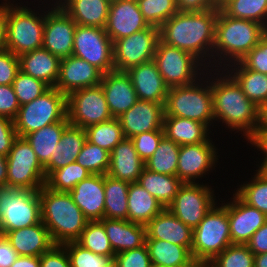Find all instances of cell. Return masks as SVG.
<instances>
[{
    "mask_svg": "<svg viewBox=\"0 0 267 267\" xmlns=\"http://www.w3.org/2000/svg\"><path fill=\"white\" fill-rule=\"evenodd\" d=\"M217 16L218 9L202 12L178 11L159 27L160 41L191 53L201 63L209 57L215 59L213 45Z\"/></svg>",
    "mask_w": 267,
    "mask_h": 267,
    "instance_id": "cell-1",
    "label": "cell"
},
{
    "mask_svg": "<svg viewBox=\"0 0 267 267\" xmlns=\"http://www.w3.org/2000/svg\"><path fill=\"white\" fill-rule=\"evenodd\" d=\"M215 75L216 81L209 80L215 120L220 119L228 128L243 131L247 139L258 126L259 107L247 98L230 75L226 73L219 78V73Z\"/></svg>",
    "mask_w": 267,
    "mask_h": 267,
    "instance_id": "cell-2",
    "label": "cell"
},
{
    "mask_svg": "<svg viewBox=\"0 0 267 267\" xmlns=\"http://www.w3.org/2000/svg\"><path fill=\"white\" fill-rule=\"evenodd\" d=\"M41 221L55 245L76 242L89 220L69 192H57L45 185L39 190Z\"/></svg>",
    "mask_w": 267,
    "mask_h": 267,
    "instance_id": "cell-3",
    "label": "cell"
},
{
    "mask_svg": "<svg viewBox=\"0 0 267 267\" xmlns=\"http://www.w3.org/2000/svg\"><path fill=\"white\" fill-rule=\"evenodd\" d=\"M266 33L267 29L262 24L252 20L232 18L218 8L213 45L215 56H220L218 64H222L221 60L224 58L228 61L231 59L229 63L239 62Z\"/></svg>",
    "mask_w": 267,
    "mask_h": 267,
    "instance_id": "cell-4",
    "label": "cell"
},
{
    "mask_svg": "<svg viewBox=\"0 0 267 267\" xmlns=\"http://www.w3.org/2000/svg\"><path fill=\"white\" fill-rule=\"evenodd\" d=\"M232 244L228 212L225 205H213L199 225L193 229L191 253L198 264L209 263Z\"/></svg>",
    "mask_w": 267,
    "mask_h": 267,
    "instance_id": "cell-5",
    "label": "cell"
},
{
    "mask_svg": "<svg viewBox=\"0 0 267 267\" xmlns=\"http://www.w3.org/2000/svg\"><path fill=\"white\" fill-rule=\"evenodd\" d=\"M12 5L7 4L5 49L20 56L42 48L45 14L37 16L31 8Z\"/></svg>",
    "mask_w": 267,
    "mask_h": 267,
    "instance_id": "cell-6",
    "label": "cell"
},
{
    "mask_svg": "<svg viewBox=\"0 0 267 267\" xmlns=\"http://www.w3.org/2000/svg\"><path fill=\"white\" fill-rule=\"evenodd\" d=\"M67 117V96L50 87L33 101L20 106L14 120L18 137H25L43 127Z\"/></svg>",
    "mask_w": 267,
    "mask_h": 267,
    "instance_id": "cell-7",
    "label": "cell"
},
{
    "mask_svg": "<svg viewBox=\"0 0 267 267\" xmlns=\"http://www.w3.org/2000/svg\"><path fill=\"white\" fill-rule=\"evenodd\" d=\"M199 84L195 81L189 85L169 88L164 105V116L192 119L207 126L212 124L210 121L215 120V117L211 85L210 83H208L209 86Z\"/></svg>",
    "mask_w": 267,
    "mask_h": 267,
    "instance_id": "cell-8",
    "label": "cell"
},
{
    "mask_svg": "<svg viewBox=\"0 0 267 267\" xmlns=\"http://www.w3.org/2000/svg\"><path fill=\"white\" fill-rule=\"evenodd\" d=\"M40 221L39 191L0 187V230L3 236Z\"/></svg>",
    "mask_w": 267,
    "mask_h": 267,
    "instance_id": "cell-9",
    "label": "cell"
},
{
    "mask_svg": "<svg viewBox=\"0 0 267 267\" xmlns=\"http://www.w3.org/2000/svg\"><path fill=\"white\" fill-rule=\"evenodd\" d=\"M45 169L31 145L17 137L7 156V187L39 191L45 185Z\"/></svg>",
    "mask_w": 267,
    "mask_h": 267,
    "instance_id": "cell-10",
    "label": "cell"
},
{
    "mask_svg": "<svg viewBox=\"0 0 267 267\" xmlns=\"http://www.w3.org/2000/svg\"><path fill=\"white\" fill-rule=\"evenodd\" d=\"M153 61L169 88L189 85L197 80L201 81L197 77L198 74L201 75V73H198V70H201L199 66L204 65L205 68L202 71L209 67L205 63L202 64L191 53L166 45L160 40L157 43Z\"/></svg>",
    "mask_w": 267,
    "mask_h": 267,
    "instance_id": "cell-11",
    "label": "cell"
},
{
    "mask_svg": "<svg viewBox=\"0 0 267 267\" xmlns=\"http://www.w3.org/2000/svg\"><path fill=\"white\" fill-rule=\"evenodd\" d=\"M67 118L70 125L83 129L111 120L113 117L101 84L70 93L67 96Z\"/></svg>",
    "mask_w": 267,
    "mask_h": 267,
    "instance_id": "cell-12",
    "label": "cell"
},
{
    "mask_svg": "<svg viewBox=\"0 0 267 267\" xmlns=\"http://www.w3.org/2000/svg\"><path fill=\"white\" fill-rule=\"evenodd\" d=\"M72 55L84 59L103 74L115 70L113 41L104 28L78 25L74 33Z\"/></svg>",
    "mask_w": 267,
    "mask_h": 267,
    "instance_id": "cell-13",
    "label": "cell"
},
{
    "mask_svg": "<svg viewBox=\"0 0 267 267\" xmlns=\"http://www.w3.org/2000/svg\"><path fill=\"white\" fill-rule=\"evenodd\" d=\"M159 38V28L150 26L113 42V61L116 71L152 61Z\"/></svg>",
    "mask_w": 267,
    "mask_h": 267,
    "instance_id": "cell-14",
    "label": "cell"
},
{
    "mask_svg": "<svg viewBox=\"0 0 267 267\" xmlns=\"http://www.w3.org/2000/svg\"><path fill=\"white\" fill-rule=\"evenodd\" d=\"M207 185L183 183L173 202L167 207L178 219L192 230L215 203L213 190Z\"/></svg>",
    "mask_w": 267,
    "mask_h": 267,
    "instance_id": "cell-15",
    "label": "cell"
},
{
    "mask_svg": "<svg viewBox=\"0 0 267 267\" xmlns=\"http://www.w3.org/2000/svg\"><path fill=\"white\" fill-rule=\"evenodd\" d=\"M46 12L42 47L60 60L72 56L77 23L60 5Z\"/></svg>",
    "mask_w": 267,
    "mask_h": 267,
    "instance_id": "cell-16",
    "label": "cell"
},
{
    "mask_svg": "<svg viewBox=\"0 0 267 267\" xmlns=\"http://www.w3.org/2000/svg\"><path fill=\"white\" fill-rule=\"evenodd\" d=\"M148 27L137 0L111 1L104 29L113 42Z\"/></svg>",
    "mask_w": 267,
    "mask_h": 267,
    "instance_id": "cell-17",
    "label": "cell"
},
{
    "mask_svg": "<svg viewBox=\"0 0 267 267\" xmlns=\"http://www.w3.org/2000/svg\"><path fill=\"white\" fill-rule=\"evenodd\" d=\"M164 105L138 100L129 110L118 117L124 137L132 138L145 132L163 131Z\"/></svg>",
    "mask_w": 267,
    "mask_h": 267,
    "instance_id": "cell-18",
    "label": "cell"
},
{
    "mask_svg": "<svg viewBox=\"0 0 267 267\" xmlns=\"http://www.w3.org/2000/svg\"><path fill=\"white\" fill-rule=\"evenodd\" d=\"M216 148L212 141L181 145L177 163V177L183 183H196L195 179L202 177L217 161Z\"/></svg>",
    "mask_w": 267,
    "mask_h": 267,
    "instance_id": "cell-19",
    "label": "cell"
},
{
    "mask_svg": "<svg viewBox=\"0 0 267 267\" xmlns=\"http://www.w3.org/2000/svg\"><path fill=\"white\" fill-rule=\"evenodd\" d=\"M102 75L98 68L72 55L60 60L55 88L68 96L76 90L99 85Z\"/></svg>",
    "mask_w": 267,
    "mask_h": 267,
    "instance_id": "cell-20",
    "label": "cell"
},
{
    "mask_svg": "<svg viewBox=\"0 0 267 267\" xmlns=\"http://www.w3.org/2000/svg\"><path fill=\"white\" fill-rule=\"evenodd\" d=\"M233 202L225 204L230 225L232 244H246L251 236L267 221L257 208L243 202L236 194Z\"/></svg>",
    "mask_w": 267,
    "mask_h": 267,
    "instance_id": "cell-21",
    "label": "cell"
},
{
    "mask_svg": "<svg viewBox=\"0 0 267 267\" xmlns=\"http://www.w3.org/2000/svg\"><path fill=\"white\" fill-rule=\"evenodd\" d=\"M101 86L111 116L120 117L137 101V94L126 71H110L102 75Z\"/></svg>",
    "mask_w": 267,
    "mask_h": 267,
    "instance_id": "cell-22",
    "label": "cell"
},
{
    "mask_svg": "<svg viewBox=\"0 0 267 267\" xmlns=\"http://www.w3.org/2000/svg\"><path fill=\"white\" fill-rule=\"evenodd\" d=\"M137 94L138 100L165 104L169 87L152 60L126 71Z\"/></svg>",
    "mask_w": 267,
    "mask_h": 267,
    "instance_id": "cell-23",
    "label": "cell"
},
{
    "mask_svg": "<svg viewBox=\"0 0 267 267\" xmlns=\"http://www.w3.org/2000/svg\"><path fill=\"white\" fill-rule=\"evenodd\" d=\"M74 203L89 221L102 220L104 216V175L91 174L70 192Z\"/></svg>",
    "mask_w": 267,
    "mask_h": 267,
    "instance_id": "cell-24",
    "label": "cell"
},
{
    "mask_svg": "<svg viewBox=\"0 0 267 267\" xmlns=\"http://www.w3.org/2000/svg\"><path fill=\"white\" fill-rule=\"evenodd\" d=\"M146 239H159L185 246L191 251L193 230L164 208L146 225Z\"/></svg>",
    "mask_w": 267,
    "mask_h": 267,
    "instance_id": "cell-25",
    "label": "cell"
},
{
    "mask_svg": "<svg viewBox=\"0 0 267 267\" xmlns=\"http://www.w3.org/2000/svg\"><path fill=\"white\" fill-rule=\"evenodd\" d=\"M145 168V162L139 157L131 138H124L111 152L107 175L137 183Z\"/></svg>",
    "mask_w": 267,
    "mask_h": 267,
    "instance_id": "cell-26",
    "label": "cell"
},
{
    "mask_svg": "<svg viewBox=\"0 0 267 267\" xmlns=\"http://www.w3.org/2000/svg\"><path fill=\"white\" fill-rule=\"evenodd\" d=\"M19 256H37L50 250L55 244L42 221L4 235Z\"/></svg>",
    "mask_w": 267,
    "mask_h": 267,
    "instance_id": "cell-27",
    "label": "cell"
},
{
    "mask_svg": "<svg viewBox=\"0 0 267 267\" xmlns=\"http://www.w3.org/2000/svg\"><path fill=\"white\" fill-rule=\"evenodd\" d=\"M110 245L115 253H121L141 247L146 240V227L128 220L107 219L100 220Z\"/></svg>",
    "mask_w": 267,
    "mask_h": 267,
    "instance_id": "cell-28",
    "label": "cell"
},
{
    "mask_svg": "<svg viewBox=\"0 0 267 267\" xmlns=\"http://www.w3.org/2000/svg\"><path fill=\"white\" fill-rule=\"evenodd\" d=\"M20 71L55 87L60 59L46 49L39 48L18 56Z\"/></svg>",
    "mask_w": 267,
    "mask_h": 267,
    "instance_id": "cell-29",
    "label": "cell"
},
{
    "mask_svg": "<svg viewBox=\"0 0 267 267\" xmlns=\"http://www.w3.org/2000/svg\"><path fill=\"white\" fill-rule=\"evenodd\" d=\"M57 2L54 6L60 5L78 25L105 28L110 0H63V2L59 0Z\"/></svg>",
    "mask_w": 267,
    "mask_h": 267,
    "instance_id": "cell-30",
    "label": "cell"
},
{
    "mask_svg": "<svg viewBox=\"0 0 267 267\" xmlns=\"http://www.w3.org/2000/svg\"><path fill=\"white\" fill-rule=\"evenodd\" d=\"M162 128L164 136L180 146L211 141L207 133L209 127L196 120L164 116Z\"/></svg>",
    "mask_w": 267,
    "mask_h": 267,
    "instance_id": "cell-31",
    "label": "cell"
},
{
    "mask_svg": "<svg viewBox=\"0 0 267 267\" xmlns=\"http://www.w3.org/2000/svg\"><path fill=\"white\" fill-rule=\"evenodd\" d=\"M85 142V129L69 125L64 130L57 147H55L50 162L44 167L46 177L52 171L75 162Z\"/></svg>",
    "mask_w": 267,
    "mask_h": 267,
    "instance_id": "cell-32",
    "label": "cell"
},
{
    "mask_svg": "<svg viewBox=\"0 0 267 267\" xmlns=\"http://www.w3.org/2000/svg\"><path fill=\"white\" fill-rule=\"evenodd\" d=\"M151 263L167 267H197L199 264L192 257L191 251L169 241L146 239Z\"/></svg>",
    "mask_w": 267,
    "mask_h": 267,
    "instance_id": "cell-33",
    "label": "cell"
},
{
    "mask_svg": "<svg viewBox=\"0 0 267 267\" xmlns=\"http://www.w3.org/2000/svg\"><path fill=\"white\" fill-rule=\"evenodd\" d=\"M127 207V220L144 226L164 209L158 200L138 183L129 185Z\"/></svg>",
    "mask_w": 267,
    "mask_h": 267,
    "instance_id": "cell-34",
    "label": "cell"
},
{
    "mask_svg": "<svg viewBox=\"0 0 267 267\" xmlns=\"http://www.w3.org/2000/svg\"><path fill=\"white\" fill-rule=\"evenodd\" d=\"M70 125L68 118L49 124L42 129L27 134L24 138L31 145L39 162L45 167L54 154L64 130Z\"/></svg>",
    "mask_w": 267,
    "mask_h": 267,
    "instance_id": "cell-35",
    "label": "cell"
},
{
    "mask_svg": "<svg viewBox=\"0 0 267 267\" xmlns=\"http://www.w3.org/2000/svg\"><path fill=\"white\" fill-rule=\"evenodd\" d=\"M137 183L155 197L164 208L173 202L183 184L177 176L155 173L146 168L143 169Z\"/></svg>",
    "mask_w": 267,
    "mask_h": 267,
    "instance_id": "cell-36",
    "label": "cell"
},
{
    "mask_svg": "<svg viewBox=\"0 0 267 267\" xmlns=\"http://www.w3.org/2000/svg\"><path fill=\"white\" fill-rule=\"evenodd\" d=\"M229 65L230 67L235 66V68H232L231 72L229 70L227 72L241 87L249 100L258 107L267 102V74L249 70L240 61L234 62L232 65L228 63L227 66Z\"/></svg>",
    "mask_w": 267,
    "mask_h": 267,
    "instance_id": "cell-37",
    "label": "cell"
},
{
    "mask_svg": "<svg viewBox=\"0 0 267 267\" xmlns=\"http://www.w3.org/2000/svg\"><path fill=\"white\" fill-rule=\"evenodd\" d=\"M130 183L104 175L105 206L104 216L107 219L127 220L128 190Z\"/></svg>",
    "mask_w": 267,
    "mask_h": 267,
    "instance_id": "cell-38",
    "label": "cell"
},
{
    "mask_svg": "<svg viewBox=\"0 0 267 267\" xmlns=\"http://www.w3.org/2000/svg\"><path fill=\"white\" fill-rule=\"evenodd\" d=\"M179 150L180 145L164 136L154 154L145 162V168L155 173L177 176Z\"/></svg>",
    "mask_w": 267,
    "mask_h": 267,
    "instance_id": "cell-39",
    "label": "cell"
},
{
    "mask_svg": "<svg viewBox=\"0 0 267 267\" xmlns=\"http://www.w3.org/2000/svg\"><path fill=\"white\" fill-rule=\"evenodd\" d=\"M220 9L232 18L256 21L267 29V0H225Z\"/></svg>",
    "mask_w": 267,
    "mask_h": 267,
    "instance_id": "cell-40",
    "label": "cell"
},
{
    "mask_svg": "<svg viewBox=\"0 0 267 267\" xmlns=\"http://www.w3.org/2000/svg\"><path fill=\"white\" fill-rule=\"evenodd\" d=\"M86 140L111 152L125 137L118 118L85 128Z\"/></svg>",
    "mask_w": 267,
    "mask_h": 267,
    "instance_id": "cell-41",
    "label": "cell"
},
{
    "mask_svg": "<svg viewBox=\"0 0 267 267\" xmlns=\"http://www.w3.org/2000/svg\"><path fill=\"white\" fill-rule=\"evenodd\" d=\"M91 174L76 161L52 171L45 180V186L57 192H70L79 182Z\"/></svg>",
    "mask_w": 267,
    "mask_h": 267,
    "instance_id": "cell-42",
    "label": "cell"
},
{
    "mask_svg": "<svg viewBox=\"0 0 267 267\" xmlns=\"http://www.w3.org/2000/svg\"><path fill=\"white\" fill-rule=\"evenodd\" d=\"M251 182L237 188L235 193L243 202L267 216V172L257 170Z\"/></svg>",
    "mask_w": 267,
    "mask_h": 267,
    "instance_id": "cell-43",
    "label": "cell"
},
{
    "mask_svg": "<svg viewBox=\"0 0 267 267\" xmlns=\"http://www.w3.org/2000/svg\"><path fill=\"white\" fill-rule=\"evenodd\" d=\"M76 242L95 254L115 256L100 220L89 221Z\"/></svg>",
    "mask_w": 267,
    "mask_h": 267,
    "instance_id": "cell-44",
    "label": "cell"
},
{
    "mask_svg": "<svg viewBox=\"0 0 267 267\" xmlns=\"http://www.w3.org/2000/svg\"><path fill=\"white\" fill-rule=\"evenodd\" d=\"M76 162L90 174L105 175L110 165V152L86 140Z\"/></svg>",
    "mask_w": 267,
    "mask_h": 267,
    "instance_id": "cell-45",
    "label": "cell"
},
{
    "mask_svg": "<svg viewBox=\"0 0 267 267\" xmlns=\"http://www.w3.org/2000/svg\"><path fill=\"white\" fill-rule=\"evenodd\" d=\"M255 255L246 244H231L216 255L209 267H254Z\"/></svg>",
    "mask_w": 267,
    "mask_h": 267,
    "instance_id": "cell-46",
    "label": "cell"
},
{
    "mask_svg": "<svg viewBox=\"0 0 267 267\" xmlns=\"http://www.w3.org/2000/svg\"><path fill=\"white\" fill-rule=\"evenodd\" d=\"M137 3L147 23L158 28L178 12L176 0H137Z\"/></svg>",
    "mask_w": 267,
    "mask_h": 267,
    "instance_id": "cell-47",
    "label": "cell"
},
{
    "mask_svg": "<svg viewBox=\"0 0 267 267\" xmlns=\"http://www.w3.org/2000/svg\"><path fill=\"white\" fill-rule=\"evenodd\" d=\"M71 267H111L114 264V256L95 254L83 248L77 242L63 244Z\"/></svg>",
    "mask_w": 267,
    "mask_h": 267,
    "instance_id": "cell-48",
    "label": "cell"
},
{
    "mask_svg": "<svg viewBox=\"0 0 267 267\" xmlns=\"http://www.w3.org/2000/svg\"><path fill=\"white\" fill-rule=\"evenodd\" d=\"M19 105L29 103L46 92L50 86L42 80L19 71L12 83Z\"/></svg>",
    "mask_w": 267,
    "mask_h": 267,
    "instance_id": "cell-49",
    "label": "cell"
},
{
    "mask_svg": "<svg viewBox=\"0 0 267 267\" xmlns=\"http://www.w3.org/2000/svg\"><path fill=\"white\" fill-rule=\"evenodd\" d=\"M163 137L164 131H150L137 134L131 140L139 157L146 162L154 154Z\"/></svg>",
    "mask_w": 267,
    "mask_h": 267,
    "instance_id": "cell-50",
    "label": "cell"
},
{
    "mask_svg": "<svg viewBox=\"0 0 267 267\" xmlns=\"http://www.w3.org/2000/svg\"><path fill=\"white\" fill-rule=\"evenodd\" d=\"M150 265L151 260L146 244L114 256V267H149Z\"/></svg>",
    "mask_w": 267,
    "mask_h": 267,
    "instance_id": "cell-51",
    "label": "cell"
},
{
    "mask_svg": "<svg viewBox=\"0 0 267 267\" xmlns=\"http://www.w3.org/2000/svg\"><path fill=\"white\" fill-rule=\"evenodd\" d=\"M240 62L249 70L267 74V33Z\"/></svg>",
    "mask_w": 267,
    "mask_h": 267,
    "instance_id": "cell-52",
    "label": "cell"
},
{
    "mask_svg": "<svg viewBox=\"0 0 267 267\" xmlns=\"http://www.w3.org/2000/svg\"><path fill=\"white\" fill-rule=\"evenodd\" d=\"M19 71L18 56L6 49L0 51V85H12Z\"/></svg>",
    "mask_w": 267,
    "mask_h": 267,
    "instance_id": "cell-53",
    "label": "cell"
},
{
    "mask_svg": "<svg viewBox=\"0 0 267 267\" xmlns=\"http://www.w3.org/2000/svg\"><path fill=\"white\" fill-rule=\"evenodd\" d=\"M20 105L12 85H0V116L15 120Z\"/></svg>",
    "mask_w": 267,
    "mask_h": 267,
    "instance_id": "cell-54",
    "label": "cell"
},
{
    "mask_svg": "<svg viewBox=\"0 0 267 267\" xmlns=\"http://www.w3.org/2000/svg\"><path fill=\"white\" fill-rule=\"evenodd\" d=\"M39 259L40 267H71L67 251L63 245H54Z\"/></svg>",
    "mask_w": 267,
    "mask_h": 267,
    "instance_id": "cell-55",
    "label": "cell"
},
{
    "mask_svg": "<svg viewBox=\"0 0 267 267\" xmlns=\"http://www.w3.org/2000/svg\"><path fill=\"white\" fill-rule=\"evenodd\" d=\"M18 134L15 130L14 121L0 116V154L8 156Z\"/></svg>",
    "mask_w": 267,
    "mask_h": 267,
    "instance_id": "cell-56",
    "label": "cell"
},
{
    "mask_svg": "<svg viewBox=\"0 0 267 267\" xmlns=\"http://www.w3.org/2000/svg\"><path fill=\"white\" fill-rule=\"evenodd\" d=\"M176 5L179 12H202L220 8L216 0H176Z\"/></svg>",
    "mask_w": 267,
    "mask_h": 267,
    "instance_id": "cell-57",
    "label": "cell"
},
{
    "mask_svg": "<svg viewBox=\"0 0 267 267\" xmlns=\"http://www.w3.org/2000/svg\"><path fill=\"white\" fill-rule=\"evenodd\" d=\"M246 245L254 255L267 253V221L251 236Z\"/></svg>",
    "mask_w": 267,
    "mask_h": 267,
    "instance_id": "cell-58",
    "label": "cell"
},
{
    "mask_svg": "<svg viewBox=\"0 0 267 267\" xmlns=\"http://www.w3.org/2000/svg\"><path fill=\"white\" fill-rule=\"evenodd\" d=\"M248 142L263 151L264 159L259 171L267 172V131L255 130L248 138Z\"/></svg>",
    "mask_w": 267,
    "mask_h": 267,
    "instance_id": "cell-59",
    "label": "cell"
},
{
    "mask_svg": "<svg viewBox=\"0 0 267 267\" xmlns=\"http://www.w3.org/2000/svg\"><path fill=\"white\" fill-rule=\"evenodd\" d=\"M19 257L5 236L0 238V267H10Z\"/></svg>",
    "mask_w": 267,
    "mask_h": 267,
    "instance_id": "cell-60",
    "label": "cell"
},
{
    "mask_svg": "<svg viewBox=\"0 0 267 267\" xmlns=\"http://www.w3.org/2000/svg\"><path fill=\"white\" fill-rule=\"evenodd\" d=\"M3 4L2 6L0 5V51L5 49V33L7 20V3Z\"/></svg>",
    "mask_w": 267,
    "mask_h": 267,
    "instance_id": "cell-61",
    "label": "cell"
},
{
    "mask_svg": "<svg viewBox=\"0 0 267 267\" xmlns=\"http://www.w3.org/2000/svg\"><path fill=\"white\" fill-rule=\"evenodd\" d=\"M10 267H40L37 256H19Z\"/></svg>",
    "mask_w": 267,
    "mask_h": 267,
    "instance_id": "cell-62",
    "label": "cell"
},
{
    "mask_svg": "<svg viewBox=\"0 0 267 267\" xmlns=\"http://www.w3.org/2000/svg\"><path fill=\"white\" fill-rule=\"evenodd\" d=\"M256 130L267 131V102L259 107V122Z\"/></svg>",
    "mask_w": 267,
    "mask_h": 267,
    "instance_id": "cell-63",
    "label": "cell"
},
{
    "mask_svg": "<svg viewBox=\"0 0 267 267\" xmlns=\"http://www.w3.org/2000/svg\"><path fill=\"white\" fill-rule=\"evenodd\" d=\"M7 186V157L0 154V187Z\"/></svg>",
    "mask_w": 267,
    "mask_h": 267,
    "instance_id": "cell-64",
    "label": "cell"
},
{
    "mask_svg": "<svg viewBox=\"0 0 267 267\" xmlns=\"http://www.w3.org/2000/svg\"><path fill=\"white\" fill-rule=\"evenodd\" d=\"M254 267H267V253L255 255Z\"/></svg>",
    "mask_w": 267,
    "mask_h": 267,
    "instance_id": "cell-65",
    "label": "cell"
},
{
    "mask_svg": "<svg viewBox=\"0 0 267 267\" xmlns=\"http://www.w3.org/2000/svg\"><path fill=\"white\" fill-rule=\"evenodd\" d=\"M149 267H167V266L151 263Z\"/></svg>",
    "mask_w": 267,
    "mask_h": 267,
    "instance_id": "cell-66",
    "label": "cell"
},
{
    "mask_svg": "<svg viewBox=\"0 0 267 267\" xmlns=\"http://www.w3.org/2000/svg\"><path fill=\"white\" fill-rule=\"evenodd\" d=\"M197 267H209L207 264H199Z\"/></svg>",
    "mask_w": 267,
    "mask_h": 267,
    "instance_id": "cell-67",
    "label": "cell"
},
{
    "mask_svg": "<svg viewBox=\"0 0 267 267\" xmlns=\"http://www.w3.org/2000/svg\"><path fill=\"white\" fill-rule=\"evenodd\" d=\"M225 0H216V2L220 5L222 2H224Z\"/></svg>",
    "mask_w": 267,
    "mask_h": 267,
    "instance_id": "cell-68",
    "label": "cell"
}]
</instances>
